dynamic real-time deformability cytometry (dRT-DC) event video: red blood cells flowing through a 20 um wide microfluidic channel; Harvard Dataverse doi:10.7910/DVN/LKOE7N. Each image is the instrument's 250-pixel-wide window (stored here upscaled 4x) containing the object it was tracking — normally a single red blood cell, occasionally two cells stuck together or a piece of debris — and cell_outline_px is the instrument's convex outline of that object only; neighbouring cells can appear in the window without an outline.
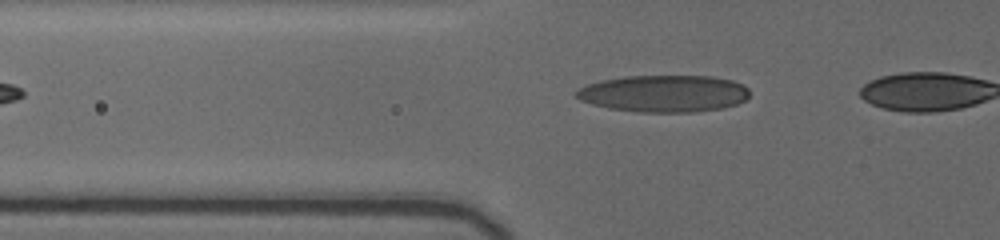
{"species": "human", "species_latin": "Homo sapiens", "temperature_condition": "cold", "stored_images_in_passage": 7, "camera_frame_rate_fps": 3000, "um_per_image_px": 0.085, "donor": {"sex": "female"}, "frame": {"image": 1, "passage_image": 3, "time_ms": 0.667, "image_size_px": [1000, 240], "cell_outline_px": [[748, 96], [744, 100], [736, 104], [724, 108], [696, 112], [640, 112], [608, 108], [592, 104], [580, 100], [576, 96], [576, 92], [580, 88], [588, 84], [600, 80], [624, 76], [712, 76], [732, 80], [748, 88]], "centroid_in_image_um": [56.43, 7.95], "position_along_channel_um": 69.4, "area_um2": 37.34}}